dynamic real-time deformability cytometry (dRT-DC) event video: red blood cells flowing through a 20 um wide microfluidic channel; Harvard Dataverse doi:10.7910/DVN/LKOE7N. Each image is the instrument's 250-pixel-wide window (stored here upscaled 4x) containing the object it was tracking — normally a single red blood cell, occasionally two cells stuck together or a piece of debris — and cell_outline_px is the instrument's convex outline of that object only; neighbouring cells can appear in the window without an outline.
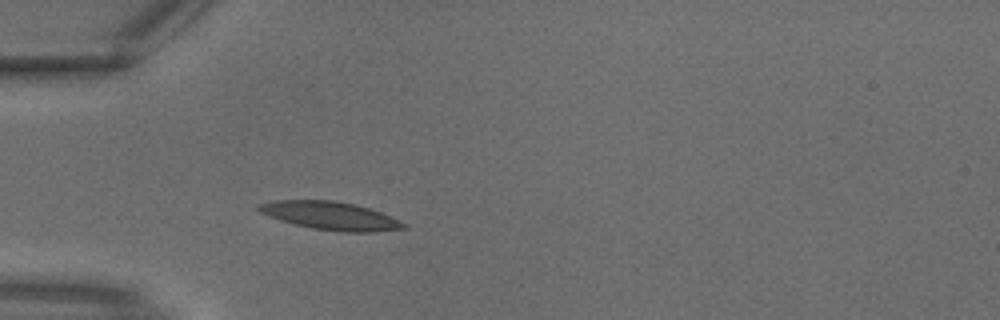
{"species": "common noctule bat (a hibernating species)", "species_latin": "Nyctalus noctula", "temperature_condition": "warm", "stored_images_in_passage": 1, "camera_frame_rate_fps": 3000, "um_per_image_px": 0.085, "animal": {"sex": "male", "body_mass_g": 18.8}, "frame": {"image": 1, "passage_image": 1, "time_ms": 0.0, "image_size_px": [1000, 320], "cell_outline_px": [[408, 228], [376, 232], [340, 232], [312, 228], [280, 220], [268, 216], [260, 212], [256, 208], [260, 204], [276, 200], [332, 200], [356, 204], [380, 212], [408, 224]], "centroid_in_image_um": [28.12, 18.34], "position_along_channel_um": 56.9, "area_um2": 23.76}}